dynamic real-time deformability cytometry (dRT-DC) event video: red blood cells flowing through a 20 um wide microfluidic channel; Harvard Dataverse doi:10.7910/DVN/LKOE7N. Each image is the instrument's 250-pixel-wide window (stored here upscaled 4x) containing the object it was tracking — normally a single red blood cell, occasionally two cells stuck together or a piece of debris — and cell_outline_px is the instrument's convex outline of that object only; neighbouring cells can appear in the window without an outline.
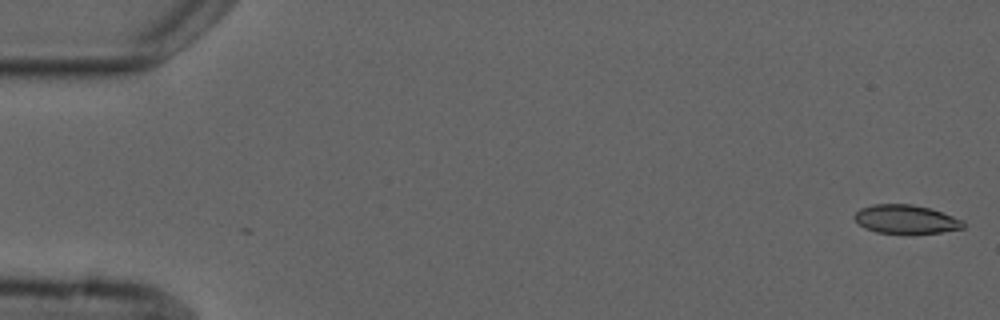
{"species": "common noctule bat (a hibernating species)", "species_latin": "Nyctalus noctula", "temperature_condition": "cold", "stored_images_in_passage": 2, "camera_frame_rate_fps": 3000, "um_per_image_px": 0.085, "animal": {"sex": "male", "forearm_length_mm": 52.5}, "frame": {"image": 1, "passage_image": 2, "time_ms": 1.333, "image_size_px": [1000, 320], "cell_outline_px": [[964, 228], [940, 232], [908, 236], [876, 232], [864, 228], [852, 216], [860, 208], [872, 204], [912, 204], [928, 208], [964, 220]], "centroid_in_image_um": [76.98, 18.67], "position_along_channel_um": 8.0, "area_um2": 18.73}}